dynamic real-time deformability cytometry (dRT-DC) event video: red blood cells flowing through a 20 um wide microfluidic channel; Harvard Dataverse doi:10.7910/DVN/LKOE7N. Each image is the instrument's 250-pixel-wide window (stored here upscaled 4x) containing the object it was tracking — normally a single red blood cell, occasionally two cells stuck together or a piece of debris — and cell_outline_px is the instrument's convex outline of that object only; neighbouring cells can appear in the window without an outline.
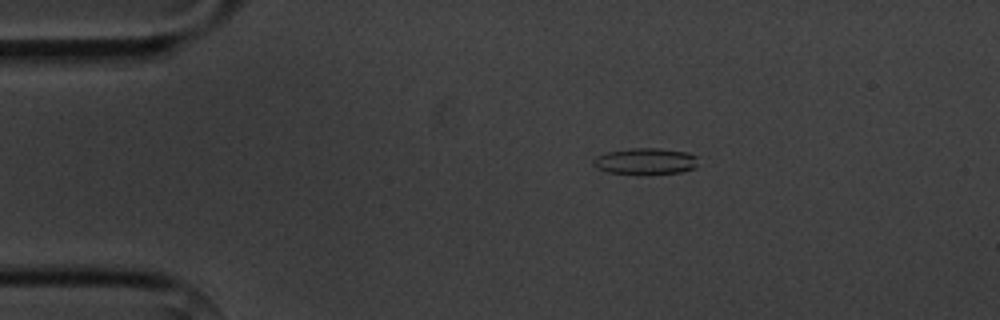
{"species": "common noctule bat (a hibernating species)", "species_latin": "Nyctalus noctula", "temperature_condition": "cold", "stored_images_in_passage": 3, "camera_frame_rate_fps": 3000, "um_per_image_px": 0.085, "animal": {"sex": "male", "body_mass_g": 20.1, "forearm_length_mm": 53.5}, "frame": {"image": 1, "passage_image": 2, "time_ms": 1.667, "image_size_px": [1000, 320], "cell_outline_px": [[700, 156], [696, 168], [680, 172], [608, 172], [596, 168], [592, 164], [592, 160], [596, 156], [608, 152], [632, 148], [660, 148], [688, 152]], "centroid_in_image_um": [54.92, 13.66], "position_along_channel_um": 30.1, "area_um2": 15.78}}